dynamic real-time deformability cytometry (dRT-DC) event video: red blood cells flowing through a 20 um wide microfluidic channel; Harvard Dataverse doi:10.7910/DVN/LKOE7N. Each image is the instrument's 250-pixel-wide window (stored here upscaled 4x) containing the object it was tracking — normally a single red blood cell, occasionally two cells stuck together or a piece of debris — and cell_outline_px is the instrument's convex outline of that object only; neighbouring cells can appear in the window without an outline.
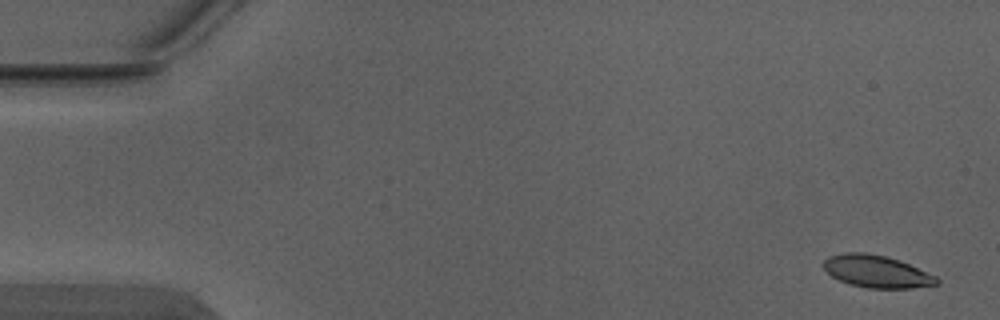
{"species": "Egyptian fruit bat (a non-hibernating species)", "species_latin": "Rousettus aegyptiacus", "temperature_condition": "warm", "stored_images_in_passage": 4, "camera_frame_rate_fps": 3000, "um_per_image_px": 0.085, "animal": {"sex": "male"}, "frame": {"image": 1, "passage_image": 1, "time_ms": 0.0, "image_size_px": [1000, 320], "cell_outline_px": [[940, 284], [912, 288], [868, 288], [852, 284], [840, 280], [832, 276], [824, 268], [824, 260], [828, 256], [844, 252], [864, 252], [884, 256], [900, 260], [936, 276], [940, 280]], "centroid_in_image_um": [74.54, 23.07], "position_along_channel_um": 10.5, "area_um2": 21.21}}
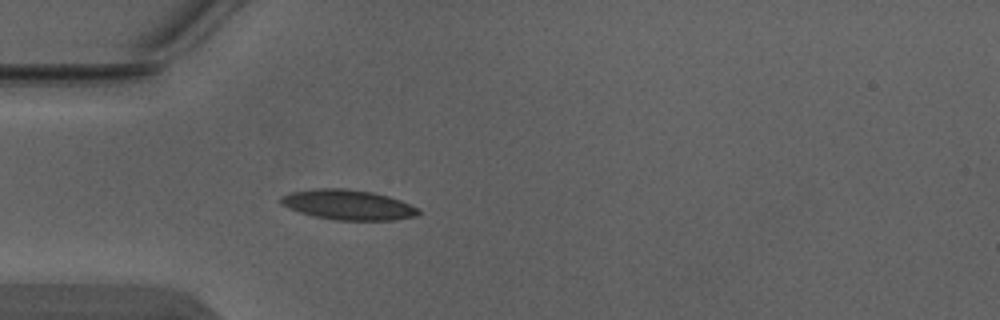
{"frame": {"image": 2, "passage_image": 4, "time_ms": 1.0, "image_size_px": [1000, 320], "cell_outline_px": [[420, 212], [416, 216], [392, 220], [336, 220], [316, 216], [300, 212], [288, 208], [280, 204], [280, 196], [288, 192], [316, 188], [348, 188], [372, 192], [388, 196], [400, 200], [420, 208]], "centroid_in_image_um": [29.56, 17.39], "position_along_channel_um": 55.4, "area_um2": 24.22}}